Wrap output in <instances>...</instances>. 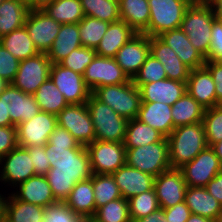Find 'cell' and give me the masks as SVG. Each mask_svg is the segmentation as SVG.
Listing matches in <instances>:
<instances>
[{"label":"cell","instance_id":"obj_1","mask_svg":"<svg viewBox=\"0 0 222 222\" xmlns=\"http://www.w3.org/2000/svg\"><path fill=\"white\" fill-rule=\"evenodd\" d=\"M50 169L46 173L55 200L64 202L77 182L91 178L89 153L84 146L82 149L53 148L52 144L45 145Z\"/></svg>","mask_w":222,"mask_h":222},{"label":"cell","instance_id":"obj_2","mask_svg":"<svg viewBox=\"0 0 222 222\" xmlns=\"http://www.w3.org/2000/svg\"><path fill=\"white\" fill-rule=\"evenodd\" d=\"M170 166L180 169L208 145L202 122L175 127L167 137Z\"/></svg>","mask_w":222,"mask_h":222},{"label":"cell","instance_id":"obj_3","mask_svg":"<svg viewBox=\"0 0 222 222\" xmlns=\"http://www.w3.org/2000/svg\"><path fill=\"white\" fill-rule=\"evenodd\" d=\"M216 19L212 5L209 2L199 1L186 9L180 25L190 43L206 60L210 51L211 29Z\"/></svg>","mask_w":222,"mask_h":222},{"label":"cell","instance_id":"obj_4","mask_svg":"<svg viewBox=\"0 0 222 222\" xmlns=\"http://www.w3.org/2000/svg\"><path fill=\"white\" fill-rule=\"evenodd\" d=\"M92 94L121 117L127 120L137 118L142 101L139 88L132 80L125 84L98 87Z\"/></svg>","mask_w":222,"mask_h":222},{"label":"cell","instance_id":"obj_5","mask_svg":"<svg viewBox=\"0 0 222 222\" xmlns=\"http://www.w3.org/2000/svg\"><path fill=\"white\" fill-rule=\"evenodd\" d=\"M86 104L94 124L96 140L123 142L128 120L98 100L93 94L90 95Z\"/></svg>","mask_w":222,"mask_h":222},{"label":"cell","instance_id":"obj_6","mask_svg":"<svg viewBox=\"0 0 222 222\" xmlns=\"http://www.w3.org/2000/svg\"><path fill=\"white\" fill-rule=\"evenodd\" d=\"M199 1L148 0L150 19L148 28L143 32L149 37L180 28L186 9Z\"/></svg>","mask_w":222,"mask_h":222},{"label":"cell","instance_id":"obj_7","mask_svg":"<svg viewBox=\"0 0 222 222\" xmlns=\"http://www.w3.org/2000/svg\"><path fill=\"white\" fill-rule=\"evenodd\" d=\"M126 164L157 177L171 169L167 137L156 143L137 148H126Z\"/></svg>","mask_w":222,"mask_h":222},{"label":"cell","instance_id":"obj_8","mask_svg":"<svg viewBox=\"0 0 222 222\" xmlns=\"http://www.w3.org/2000/svg\"><path fill=\"white\" fill-rule=\"evenodd\" d=\"M92 174H113L126 164L123 142L95 140L86 146Z\"/></svg>","mask_w":222,"mask_h":222},{"label":"cell","instance_id":"obj_9","mask_svg":"<svg viewBox=\"0 0 222 222\" xmlns=\"http://www.w3.org/2000/svg\"><path fill=\"white\" fill-rule=\"evenodd\" d=\"M58 125L67 129L80 145L96 140L94 124L87 104H69L57 115Z\"/></svg>","mask_w":222,"mask_h":222},{"label":"cell","instance_id":"obj_10","mask_svg":"<svg viewBox=\"0 0 222 222\" xmlns=\"http://www.w3.org/2000/svg\"><path fill=\"white\" fill-rule=\"evenodd\" d=\"M51 66L52 63L46 53L22 60L11 84L26 94H34L50 77Z\"/></svg>","mask_w":222,"mask_h":222},{"label":"cell","instance_id":"obj_11","mask_svg":"<svg viewBox=\"0 0 222 222\" xmlns=\"http://www.w3.org/2000/svg\"><path fill=\"white\" fill-rule=\"evenodd\" d=\"M83 78L91 92L98 87L120 85L131 81L114 58L98 55H96L93 61L86 67Z\"/></svg>","mask_w":222,"mask_h":222},{"label":"cell","instance_id":"obj_12","mask_svg":"<svg viewBox=\"0 0 222 222\" xmlns=\"http://www.w3.org/2000/svg\"><path fill=\"white\" fill-rule=\"evenodd\" d=\"M57 125L56 115L40 111L30 120L16 126L18 146H45Z\"/></svg>","mask_w":222,"mask_h":222},{"label":"cell","instance_id":"obj_13","mask_svg":"<svg viewBox=\"0 0 222 222\" xmlns=\"http://www.w3.org/2000/svg\"><path fill=\"white\" fill-rule=\"evenodd\" d=\"M180 170L187 186L205 187L211 179L222 171V166L214 150L207 146Z\"/></svg>","mask_w":222,"mask_h":222},{"label":"cell","instance_id":"obj_14","mask_svg":"<svg viewBox=\"0 0 222 222\" xmlns=\"http://www.w3.org/2000/svg\"><path fill=\"white\" fill-rule=\"evenodd\" d=\"M61 25L41 8L30 9L24 24L28 35L40 53L49 51Z\"/></svg>","mask_w":222,"mask_h":222},{"label":"cell","instance_id":"obj_15","mask_svg":"<svg viewBox=\"0 0 222 222\" xmlns=\"http://www.w3.org/2000/svg\"><path fill=\"white\" fill-rule=\"evenodd\" d=\"M68 104H85L92 94L83 75L61 66L52 64L49 77Z\"/></svg>","mask_w":222,"mask_h":222},{"label":"cell","instance_id":"obj_16","mask_svg":"<svg viewBox=\"0 0 222 222\" xmlns=\"http://www.w3.org/2000/svg\"><path fill=\"white\" fill-rule=\"evenodd\" d=\"M2 166V167H1ZM0 181L14 188L35 175L28 150L17 146L0 159Z\"/></svg>","mask_w":222,"mask_h":222},{"label":"cell","instance_id":"obj_17","mask_svg":"<svg viewBox=\"0 0 222 222\" xmlns=\"http://www.w3.org/2000/svg\"><path fill=\"white\" fill-rule=\"evenodd\" d=\"M150 54V37L137 33L116 53L114 59L132 80Z\"/></svg>","mask_w":222,"mask_h":222},{"label":"cell","instance_id":"obj_18","mask_svg":"<svg viewBox=\"0 0 222 222\" xmlns=\"http://www.w3.org/2000/svg\"><path fill=\"white\" fill-rule=\"evenodd\" d=\"M187 185L180 169H169L154 180V190L160 208L166 209L184 202Z\"/></svg>","mask_w":222,"mask_h":222},{"label":"cell","instance_id":"obj_19","mask_svg":"<svg viewBox=\"0 0 222 222\" xmlns=\"http://www.w3.org/2000/svg\"><path fill=\"white\" fill-rule=\"evenodd\" d=\"M4 106L10 114L11 126L30 120L41 111L33 94H26L12 84L4 90Z\"/></svg>","mask_w":222,"mask_h":222},{"label":"cell","instance_id":"obj_20","mask_svg":"<svg viewBox=\"0 0 222 222\" xmlns=\"http://www.w3.org/2000/svg\"><path fill=\"white\" fill-rule=\"evenodd\" d=\"M124 199L154 188L155 177L125 164L111 174Z\"/></svg>","mask_w":222,"mask_h":222},{"label":"cell","instance_id":"obj_21","mask_svg":"<svg viewBox=\"0 0 222 222\" xmlns=\"http://www.w3.org/2000/svg\"><path fill=\"white\" fill-rule=\"evenodd\" d=\"M215 88V82L205 65L190 71L186 91L205 109L217 105Z\"/></svg>","mask_w":222,"mask_h":222},{"label":"cell","instance_id":"obj_22","mask_svg":"<svg viewBox=\"0 0 222 222\" xmlns=\"http://www.w3.org/2000/svg\"><path fill=\"white\" fill-rule=\"evenodd\" d=\"M177 54L181 61L191 70L202 67L206 58L190 43L187 34L180 28L168 30L158 36Z\"/></svg>","mask_w":222,"mask_h":222},{"label":"cell","instance_id":"obj_23","mask_svg":"<svg viewBox=\"0 0 222 222\" xmlns=\"http://www.w3.org/2000/svg\"><path fill=\"white\" fill-rule=\"evenodd\" d=\"M150 54L163 64L168 79L187 82L191 69L158 36L150 37Z\"/></svg>","mask_w":222,"mask_h":222},{"label":"cell","instance_id":"obj_24","mask_svg":"<svg viewBox=\"0 0 222 222\" xmlns=\"http://www.w3.org/2000/svg\"><path fill=\"white\" fill-rule=\"evenodd\" d=\"M142 102H163L173 105L186 92V82L165 78L139 87Z\"/></svg>","mask_w":222,"mask_h":222},{"label":"cell","instance_id":"obj_25","mask_svg":"<svg viewBox=\"0 0 222 222\" xmlns=\"http://www.w3.org/2000/svg\"><path fill=\"white\" fill-rule=\"evenodd\" d=\"M15 189L17 190L16 193L14 191L12 194L18 200L26 203L40 205L45 208L57 202L46 176L34 175L19 184Z\"/></svg>","mask_w":222,"mask_h":222},{"label":"cell","instance_id":"obj_26","mask_svg":"<svg viewBox=\"0 0 222 222\" xmlns=\"http://www.w3.org/2000/svg\"><path fill=\"white\" fill-rule=\"evenodd\" d=\"M171 105L163 102H141L137 119L168 137L174 130Z\"/></svg>","mask_w":222,"mask_h":222},{"label":"cell","instance_id":"obj_27","mask_svg":"<svg viewBox=\"0 0 222 222\" xmlns=\"http://www.w3.org/2000/svg\"><path fill=\"white\" fill-rule=\"evenodd\" d=\"M136 34L123 20L111 22L95 52L98 56L114 58L118 50Z\"/></svg>","mask_w":222,"mask_h":222},{"label":"cell","instance_id":"obj_28","mask_svg":"<svg viewBox=\"0 0 222 222\" xmlns=\"http://www.w3.org/2000/svg\"><path fill=\"white\" fill-rule=\"evenodd\" d=\"M64 202L76 215L91 220L95 215L92 176L87 180L77 182Z\"/></svg>","mask_w":222,"mask_h":222},{"label":"cell","instance_id":"obj_29","mask_svg":"<svg viewBox=\"0 0 222 222\" xmlns=\"http://www.w3.org/2000/svg\"><path fill=\"white\" fill-rule=\"evenodd\" d=\"M77 24H62L49 51L46 53L52 64H57L74 49L81 47Z\"/></svg>","mask_w":222,"mask_h":222},{"label":"cell","instance_id":"obj_30","mask_svg":"<svg viewBox=\"0 0 222 222\" xmlns=\"http://www.w3.org/2000/svg\"><path fill=\"white\" fill-rule=\"evenodd\" d=\"M184 202L192 214L211 218L216 221L221 204L205 187L187 186Z\"/></svg>","mask_w":222,"mask_h":222},{"label":"cell","instance_id":"obj_31","mask_svg":"<svg viewBox=\"0 0 222 222\" xmlns=\"http://www.w3.org/2000/svg\"><path fill=\"white\" fill-rule=\"evenodd\" d=\"M40 8L61 24H77L84 18L80 0H46Z\"/></svg>","mask_w":222,"mask_h":222},{"label":"cell","instance_id":"obj_32","mask_svg":"<svg viewBox=\"0 0 222 222\" xmlns=\"http://www.w3.org/2000/svg\"><path fill=\"white\" fill-rule=\"evenodd\" d=\"M120 20L125 21L136 33H143L149 25L148 0H119Z\"/></svg>","mask_w":222,"mask_h":222},{"label":"cell","instance_id":"obj_33","mask_svg":"<svg viewBox=\"0 0 222 222\" xmlns=\"http://www.w3.org/2000/svg\"><path fill=\"white\" fill-rule=\"evenodd\" d=\"M0 44L19 61L34 57L40 53L28 35L25 26L0 37Z\"/></svg>","mask_w":222,"mask_h":222},{"label":"cell","instance_id":"obj_34","mask_svg":"<svg viewBox=\"0 0 222 222\" xmlns=\"http://www.w3.org/2000/svg\"><path fill=\"white\" fill-rule=\"evenodd\" d=\"M171 108L174 127L202 122L205 112V108L191 97L187 91Z\"/></svg>","mask_w":222,"mask_h":222},{"label":"cell","instance_id":"obj_35","mask_svg":"<svg viewBox=\"0 0 222 222\" xmlns=\"http://www.w3.org/2000/svg\"><path fill=\"white\" fill-rule=\"evenodd\" d=\"M11 194V195H10ZM6 203V222H43L45 208L18 200L12 193Z\"/></svg>","mask_w":222,"mask_h":222},{"label":"cell","instance_id":"obj_36","mask_svg":"<svg viewBox=\"0 0 222 222\" xmlns=\"http://www.w3.org/2000/svg\"><path fill=\"white\" fill-rule=\"evenodd\" d=\"M165 138L158 130L134 118L128 120L123 141L125 148H137L151 143H156Z\"/></svg>","mask_w":222,"mask_h":222},{"label":"cell","instance_id":"obj_37","mask_svg":"<svg viewBox=\"0 0 222 222\" xmlns=\"http://www.w3.org/2000/svg\"><path fill=\"white\" fill-rule=\"evenodd\" d=\"M29 10L17 0H4L0 4V37L23 27Z\"/></svg>","mask_w":222,"mask_h":222},{"label":"cell","instance_id":"obj_38","mask_svg":"<svg viewBox=\"0 0 222 222\" xmlns=\"http://www.w3.org/2000/svg\"><path fill=\"white\" fill-rule=\"evenodd\" d=\"M33 95L41 111L56 116L69 105L50 78L43 82Z\"/></svg>","mask_w":222,"mask_h":222},{"label":"cell","instance_id":"obj_39","mask_svg":"<svg viewBox=\"0 0 222 222\" xmlns=\"http://www.w3.org/2000/svg\"><path fill=\"white\" fill-rule=\"evenodd\" d=\"M84 16L108 23L120 20L119 0H80Z\"/></svg>","mask_w":222,"mask_h":222},{"label":"cell","instance_id":"obj_40","mask_svg":"<svg viewBox=\"0 0 222 222\" xmlns=\"http://www.w3.org/2000/svg\"><path fill=\"white\" fill-rule=\"evenodd\" d=\"M92 186L95 198V213L99 207L122 198L119 187L110 174H92Z\"/></svg>","mask_w":222,"mask_h":222},{"label":"cell","instance_id":"obj_41","mask_svg":"<svg viewBox=\"0 0 222 222\" xmlns=\"http://www.w3.org/2000/svg\"><path fill=\"white\" fill-rule=\"evenodd\" d=\"M110 23L94 17L84 16L78 23L79 36L82 46L96 49L107 31Z\"/></svg>","mask_w":222,"mask_h":222},{"label":"cell","instance_id":"obj_42","mask_svg":"<svg viewBox=\"0 0 222 222\" xmlns=\"http://www.w3.org/2000/svg\"><path fill=\"white\" fill-rule=\"evenodd\" d=\"M91 222H132L129 214L128 200L118 198L96 210Z\"/></svg>","mask_w":222,"mask_h":222},{"label":"cell","instance_id":"obj_43","mask_svg":"<svg viewBox=\"0 0 222 222\" xmlns=\"http://www.w3.org/2000/svg\"><path fill=\"white\" fill-rule=\"evenodd\" d=\"M129 214L132 222L157 211L160 206L154 188L128 199Z\"/></svg>","mask_w":222,"mask_h":222},{"label":"cell","instance_id":"obj_44","mask_svg":"<svg viewBox=\"0 0 222 222\" xmlns=\"http://www.w3.org/2000/svg\"><path fill=\"white\" fill-rule=\"evenodd\" d=\"M208 146L222 140V104L205 109L202 120Z\"/></svg>","mask_w":222,"mask_h":222},{"label":"cell","instance_id":"obj_45","mask_svg":"<svg viewBox=\"0 0 222 222\" xmlns=\"http://www.w3.org/2000/svg\"><path fill=\"white\" fill-rule=\"evenodd\" d=\"M165 78H167V74L163 64L149 54L132 81L139 88L142 84L160 81Z\"/></svg>","mask_w":222,"mask_h":222},{"label":"cell","instance_id":"obj_46","mask_svg":"<svg viewBox=\"0 0 222 222\" xmlns=\"http://www.w3.org/2000/svg\"><path fill=\"white\" fill-rule=\"evenodd\" d=\"M96 55L95 49L81 46L74 49L68 56L61 60L59 64L83 75L86 67L93 61Z\"/></svg>","mask_w":222,"mask_h":222},{"label":"cell","instance_id":"obj_47","mask_svg":"<svg viewBox=\"0 0 222 222\" xmlns=\"http://www.w3.org/2000/svg\"><path fill=\"white\" fill-rule=\"evenodd\" d=\"M43 222H91L76 215L65 202H56L45 207Z\"/></svg>","mask_w":222,"mask_h":222},{"label":"cell","instance_id":"obj_48","mask_svg":"<svg viewBox=\"0 0 222 222\" xmlns=\"http://www.w3.org/2000/svg\"><path fill=\"white\" fill-rule=\"evenodd\" d=\"M20 61L0 44V77L10 84L14 81Z\"/></svg>","mask_w":222,"mask_h":222},{"label":"cell","instance_id":"obj_49","mask_svg":"<svg viewBox=\"0 0 222 222\" xmlns=\"http://www.w3.org/2000/svg\"><path fill=\"white\" fill-rule=\"evenodd\" d=\"M48 143L52 144L53 148H64L65 150L82 149L84 147L79 144L67 129L59 125H57L55 130L50 134Z\"/></svg>","mask_w":222,"mask_h":222},{"label":"cell","instance_id":"obj_50","mask_svg":"<svg viewBox=\"0 0 222 222\" xmlns=\"http://www.w3.org/2000/svg\"><path fill=\"white\" fill-rule=\"evenodd\" d=\"M28 150L35 170V175L45 176L50 169L48 155L45 146L24 147Z\"/></svg>","mask_w":222,"mask_h":222},{"label":"cell","instance_id":"obj_51","mask_svg":"<svg viewBox=\"0 0 222 222\" xmlns=\"http://www.w3.org/2000/svg\"><path fill=\"white\" fill-rule=\"evenodd\" d=\"M222 57V22L216 19L211 29V43L208 59L218 61Z\"/></svg>","mask_w":222,"mask_h":222},{"label":"cell","instance_id":"obj_52","mask_svg":"<svg viewBox=\"0 0 222 222\" xmlns=\"http://www.w3.org/2000/svg\"><path fill=\"white\" fill-rule=\"evenodd\" d=\"M17 146L16 126H0V159Z\"/></svg>","mask_w":222,"mask_h":222},{"label":"cell","instance_id":"obj_53","mask_svg":"<svg viewBox=\"0 0 222 222\" xmlns=\"http://www.w3.org/2000/svg\"><path fill=\"white\" fill-rule=\"evenodd\" d=\"M164 212L168 222H187L192 214L185 202L166 208Z\"/></svg>","mask_w":222,"mask_h":222},{"label":"cell","instance_id":"obj_54","mask_svg":"<svg viewBox=\"0 0 222 222\" xmlns=\"http://www.w3.org/2000/svg\"><path fill=\"white\" fill-rule=\"evenodd\" d=\"M205 66L209 69L211 77L216 85L217 105L222 104V65L217 61H206Z\"/></svg>","mask_w":222,"mask_h":222},{"label":"cell","instance_id":"obj_55","mask_svg":"<svg viewBox=\"0 0 222 222\" xmlns=\"http://www.w3.org/2000/svg\"><path fill=\"white\" fill-rule=\"evenodd\" d=\"M205 188L222 205V171L211 179Z\"/></svg>","mask_w":222,"mask_h":222},{"label":"cell","instance_id":"obj_56","mask_svg":"<svg viewBox=\"0 0 222 222\" xmlns=\"http://www.w3.org/2000/svg\"><path fill=\"white\" fill-rule=\"evenodd\" d=\"M135 222H168L165 216L164 209L159 208L157 211L152 212L148 216L142 217Z\"/></svg>","mask_w":222,"mask_h":222},{"label":"cell","instance_id":"obj_57","mask_svg":"<svg viewBox=\"0 0 222 222\" xmlns=\"http://www.w3.org/2000/svg\"><path fill=\"white\" fill-rule=\"evenodd\" d=\"M0 126H11L10 114L4 106V90L0 93Z\"/></svg>","mask_w":222,"mask_h":222},{"label":"cell","instance_id":"obj_58","mask_svg":"<svg viewBox=\"0 0 222 222\" xmlns=\"http://www.w3.org/2000/svg\"><path fill=\"white\" fill-rule=\"evenodd\" d=\"M213 9L217 18H222V0H208Z\"/></svg>","mask_w":222,"mask_h":222},{"label":"cell","instance_id":"obj_59","mask_svg":"<svg viewBox=\"0 0 222 222\" xmlns=\"http://www.w3.org/2000/svg\"><path fill=\"white\" fill-rule=\"evenodd\" d=\"M8 197H4V195L0 194V222L5 221V214H6V203Z\"/></svg>","mask_w":222,"mask_h":222},{"label":"cell","instance_id":"obj_60","mask_svg":"<svg viewBox=\"0 0 222 222\" xmlns=\"http://www.w3.org/2000/svg\"><path fill=\"white\" fill-rule=\"evenodd\" d=\"M24 5H26L29 9H35V8H40L42 5L41 0H17Z\"/></svg>","mask_w":222,"mask_h":222},{"label":"cell","instance_id":"obj_61","mask_svg":"<svg viewBox=\"0 0 222 222\" xmlns=\"http://www.w3.org/2000/svg\"><path fill=\"white\" fill-rule=\"evenodd\" d=\"M187 222H216L215 220L196 214H191Z\"/></svg>","mask_w":222,"mask_h":222},{"label":"cell","instance_id":"obj_62","mask_svg":"<svg viewBox=\"0 0 222 222\" xmlns=\"http://www.w3.org/2000/svg\"><path fill=\"white\" fill-rule=\"evenodd\" d=\"M211 148L214 150L216 156L219 158L220 164L222 166V140L214 143Z\"/></svg>","mask_w":222,"mask_h":222},{"label":"cell","instance_id":"obj_63","mask_svg":"<svg viewBox=\"0 0 222 222\" xmlns=\"http://www.w3.org/2000/svg\"><path fill=\"white\" fill-rule=\"evenodd\" d=\"M10 83L0 77V93L5 90Z\"/></svg>","mask_w":222,"mask_h":222},{"label":"cell","instance_id":"obj_64","mask_svg":"<svg viewBox=\"0 0 222 222\" xmlns=\"http://www.w3.org/2000/svg\"><path fill=\"white\" fill-rule=\"evenodd\" d=\"M216 222H222V205H221L220 210L218 212V216L216 218Z\"/></svg>","mask_w":222,"mask_h":222},{"label":"cell","instance_id":"obj_65","mask_svg":"<svg viewBox=\"0 0 222 222\" xmlns=\"http://www.w3.org/2000/svg\"><path fill=\"white\" fill-rule=\"evenodd\" d=\"M217 62L222 65V57Z\"/></svg>","mask_w":222,"mask_h":222},{"label":"cell","instance_id":"obj_66","mask_svg":"<svg viewBox=\"0 0 222 222\" xmlns=\"http://www.w3.org/2000/svg\"><path fill=\"white\" fill-rule=\"evenodd\" d=\"M182 1H198V0H182Z\"/></svg>","mask_w":222,"mask_h":222}]
</instances>
